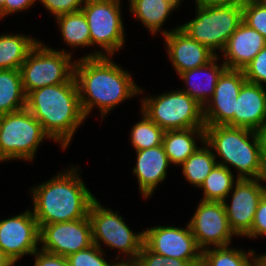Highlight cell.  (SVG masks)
Listing matches in <instances>:
<instances>
[{
    "instance_id": "cell-8",
    "label": "cell",
    "mask_w": 266,
    "mask_h": 266,
    "mask_svg": "<svg viewBox=\"0 0 266 266\" xmlns=\"http://www.w3.org/2000/svg\"><path fill=\"white\" fill-rule=\"evenodd\" d=\"M71 56L64 48L56 51L39 41L20 68L25 94L41 87L70 82L75 67Z\"/></svg>"
},
{
    "instance_id": "cell-18",
    "label": "cell",
    "mask_w": 266,
    "mask_h": 266,
    "mask_svg": "<svg viewBox=\"0 0 266 266\" xmlns=\"http://www.w3.org/2000/svg\"><path fill=\"white\" fill-rule=\"evenodd\" d=\"M265 46L266 39L242 21L222 51V63L227 69L243 70Z\"/></svg>"
},
{
    "instance_id": "cell-20",
    "label": "cell",
    "mask_w": 266,
    "mask_h": 266,
    "mask_svg": "<svg viewBox=\"0 0 266 266\" xmlns=\"http://www.w3.org/2000/svg\"><path fill=\"white\" fill-rule=\"evenodd\" d=\"M136 155L133 173L138 179L141 195L147 199L154 193L158 184L166 179V172L171 163L163 145L136 151Z\"/></svg>"
},
{
    "instance_id": "cell-36",
    "label": "cell",
    "mask_w": 266,
    "mask_h": 266,
    "mask_svg": "<svg viewBox=\"0 0 266 266\" xmlns=\"http://www.w3.org/2000/svg\"><path fill=\"white\" fill-rule=\"evenodd\" d=\"M266 236V193L259 201L255 212L251 230L245 235L247 238L255 239L258 236Z\"/></svg>"
},
{
    "instance_id": "cell-22",
    "label": "cell",
    "mask_w": 266,
    "mask_h": 266,
    "mask_svg": "<svg viewBox=\"0 0 266 266\" xmlns=\"http://www.w3.org/2000/svg\"><path fill=\"white\" fill-rule=\"evenodd\" d=\"M195 138L203 144L205 128L165 131L162 145L172 165H181L199 148Z\"/></svg>"
},
{
    "instance_id": "cell-35",
    "label": "cell",
    "mask_w": 266,
    "mask_h": 266,
    "mask_svg": "<svg viewBox=\"0 0 266 266\" xmlns=\"http://www.w3.org/2000/svg\"><path fill=\"white\" fill-rule=\"evenodd\" d=\"M55 16L81 11L87 0H37Z\"/></svg>"
},
{
    "instance_id": "cell-19",
    "label": "cell",
    "mask_w": 266,
    "mask_h": 266,
    "mask_svg": "<svg viewBox=\"0 0 266 266\" xmlns=\"http://www.w3.org/2000/svg\"><path fill=\"white\" fill-rule=\"evenodd\" d=\"M266 122V90L264 85L245 82L235 98L234 127L256 131Z\"/></svg>"
},
{
    "instance_id": "cell-17",
    "label": "cell",
    "mask_w": 266,
    "mask_h": 266,
    "mask_svg": "<svg viewBox=\"0 0 266 266\" xmlns=\"http://www.w3.org/2000/svg\"><path fill=\"white\" fill-rule=\"evenodd\" d=\"M161 33L166 42L169 60L178 75L204 66L217 56L208 47L191 39L180 29V26L170 31L161 30Z\"/></svg>"
},
{
    "instance_id": "cell-9",
    "label": "cell",
    "mask_w": 266,
    "mask_h": 266,
    "mask_svg": "<svg viewBox=\"0 0 266 266\" xmlns=\"http://www.w3.org/2000/svg\"><path fill=\"white\" fill-rule=\"evenodd\" d=\"M81 11L89 25L91 46L97 45L102 49L84 58L113 56L123 48L126 37L121 18V0H87Z\"/></svg>"
},
{
    "instance_id": "cell-32",
    "label": "cell",
    "mask_w": 266,
    "mask_h": 266,
    "mask_svg": "<svg viewBox=\"0 0 266 266\" xmlns=\"http://www.w3.org/2000/svg\"><path fill=\"white\" fill-rule=\"evenodd\" d=\"M103 248L93 244L89 248L70 254L67 258L70 266H115L114 263L108 262L103 254Z\"/></svg>"
},
{
    "instance_id": "cell-45",
    "label": "cell",
    "mask_w": 266,
    "mask_h": 266,
    "mask_svg": "<svg viewBox=\"0 0 266 266\" xmlns=\"http://www.w3.org/2000/svg\"><path fill=\"white\" fill-rule=\"evenodd\" d=\"M176 2H178L180 5L182 3V0H175Z\"/></svg>"
},
{
    "instance_id": "cell-28",
    "label": "cell",
    "mask_w": 266,
    "mask_h": 266,
    "mask_svg": "<svg viewBox=\"0 0 266 266\" xmlns=\"http://www.w3.org/2000/svg\"><path fill=\"white\" fill-rule=\"evenodd\" d=\"M55 20L67 45L73 48L91 46L89 25L82 11L63 14L57 16Z\"/></svg>"
},
{
    "instance_id": "cell-13",
    "label": "cell",
    "mask_w": 266,
    "mask_h": 266,
    "mask_svg": "<svg viewBox=\"0 0 266 266\" xmlns=\"http://www.w3.org/2000/svg\"><path fill=\"white\" fill-rule=\"evenodd\" d=\"M39 243L41 250L63 257L87 249L93 245L90 219L42 225Z\"/></svg>"
},
{
    "instance_id": "cell-10",
    "label": "cell",
    "mask_w": 266,
    "mask_h": 266,
    "mask_svg": "<svg viewBox=\"0 0 266 266\" xmlns=\"http://www.w3.org/2000/svg\"><path fill=\"white\" fill-rule=\"evenodd\" d=\"M88 217L92 226L93 244L101 248L103 242L107 247L117 249L128 260H136L144 245V232L134 233L123 221L122 216L106 208L95 199L89 208Z\"/></svg>"
},
{
    "instance_id": "cell-43",
    "label": "cell",
    "mask_w": 266,
    "mask_h": 266,
    "mask_svg": "<svg viewBox=\"0 0 266 266\" xmlns=\"http://www.w3.org/2000/svg\"><path fill=\"white\" fill-rule=\"evenodd\" d=\"M258 266H266V253L258 255Z\"/></svg>"
},
{
    "instance_id": "cell-44",
    "label": "cell",
    "mask_w": 266,
    "mask_h": 266,
    "mask_svg": "<svg viewBox=\"0 0 266 266\" xmlns=\"http://www.w3.org/2000/svg\"><path fill=\"white\" fill-rule=\"evenodd\" d=\"M6 0H0V8L5 4Z\"/></svg>"
},
{
    "instance_id": "cell-21",
    "label": "cell",
    "mask_w": 266,
    "mask_h": 266,
    "mask_svg": "<svg viewBox=\"0 0 266 266\" xmlns=\"http://www.w3.org/2000/svg\"><path fill=\"white\" fill-rule=\"evenodd\" d=\"M217 55L208 64L184 71L179 74L180 79L186 83V88L181 91L187 93L190 97L195 99L203 107L208 103L214 94L217 80L222 72L226 69L225 64L217 65ZM202 75V76H201ZM200 77H202L200 80ZM197 82V83H196ZM205 83V85H204Z\"/></svg>"
},
{
    "instance_id": "cell-7",
    "label": "cell",
    "mask_w": 266,
    "mask_h": 266,
    "mask_svg": "<svg viewBox=\"0 0 266 266\" xmlns=\"http://www.w3.org/2000/svg\"><path fill=\"white\" fill-rule=\"evenodd\" d=\"M46 138L41 123L26 108L0 115V162L32 161Z\"/></svg>"
},
{
    "instance_id": "cell-42",
    "label": "cell",
    "mask_w": 266,
    "mask_h": 266,
    "mask_svg": "<svg viewBox=\"0 0 266 266\" xmlns=\"http://www.w3.org/2000/svg\"><path fill=\"white\" fill-rule=\"evenodd\" d=\"M115 266H141L137 260H119L118 262L116 261Z\"/></svg>"
},
{
    "instance_id": "cell-30",
    "label": "cell",
    "mask_w": 266,
    "mask_h": 266,
    "mask_svg": "<svg viewBox=\"0 0 266 266\" xmlns=\"http://www.w3.org/2000/svg\"><path fill=\"white\" fill-rule=\"evenodd\" d=\"M142 120L131 129L130 141L135 151L162 145L165 131L155 124L143 111Z\"/></svg>"
},
{
    "instance_id": "cell-33",
    "label": "cell",
    "mask_w": 266,
    "mask_h": 266,
    "mask_svg": "<svg viewBox=\"0 0 266 266\" xmlns=\"http://www.w3.org/2000/svg\"><path fill=\"white\" fill-rule=\"evenodd\" d=\"M141 266H194L189 261L163 256L150 251L145 245L142 246L136 259Z\"/></svg>"
},
{
    "instance_id": "cell-34",
    "label": "cell",
    "mask_w": 266,
    "mask_h": 266,
    "mask_svg": "<svg viewBox=\"0 0 266 266\" xmlns=\"http://www.w3.org/2000/svg\"><path fill=\"white\" fill-rule=\"evenodd\" d=\"M242 71L247 82L258 85L266 84V46Z\"/></svg>"
},
{
    "instance_id": "cell-24",
    "label": "cell",
    "mask_w": 266,
    "mask_h": 266,
    "mask_svg": "<svg viewBox=\"0 0 266 266\" xmlns=\"http://www.w3.org/2000/svg\"><path fill=\"white\" fill-rule=\"evenodd\" d=\"M38 39L22 34L0 35V69L20 70Z\"/></svg>"
},
{
    "instance_id": "cell-25",
    "label": "cell",
    "mask_w": 266,
    "mask_h": 266,
    "mask_svg": "<svg viewBox=\"0 0 266 266\" xmlns=\"http://www.w3.org/2000/svg\"><path fill=\"white\" fill-rule=\"evenodd\" d=\"M26 108L20 70L0 69V115Z\"/></svg>"
},
{
    "instance_id": "cell-11",
    "label": "cell",
    "mask_w": 266,
    "mask_h": 266,
    "mask_svg": "<svg viewBox=\"0 0 266 266\" xmlns=\"http://www.w3.org/2000/svg\"><path fill=\"white\" fill-rule=\"evenodd\" d=\"M188 224L201 251L210 246H230L232 236H236L229 226L223 202L201 200Z\"/></svg>"
},
{
    "instance_id": "cell-2",
    "label": "cell",
    "mask_w": 266,
    "mask_h": 266,
    "mask_svg": "<svg viewBox=\"0 0 266 266\" xmlns=\"http://www.w3.org/2000/svg\"><path fill=\"white\" fill-rule=\"evenodd\" d=\"M26 109L44 132L66 149L75 131L87 119L75 78L70 82L35 89L26 95Z\"/></svg>"
},
{
    "instance_id": "cell-38",
    "label": "cell",
    "mask_w": 266,
    "mask_h": 266,
    "mask_svg": "<svg viewBox=\"0 0 266 266\" xmlns=\"http://www.w3.org/2000/svg\"><path fill=\"white\" fill-rule=\"evenodd\" d=\"M36 0H6L0 8V18L28 9Z\"/></svg>"
},
{
    "instance_id": "cell-3",
    "label": "cell",
    "mask_w": 266,
    "mask_h": 266,
    "mask_svg": "<svg viewBox=\"0 0 266 266\" xmlns=\"http://www.w3.org/2000/svg\"><path fill=\"white\" fill-rule=\"evenodd\" d=\"M70 168L30 188L33 195L32 212L39 228L46 224L79 220L88 216L91 203L96 197L80 179L77 165Z\"/></svg>"
},
{
    "instance_id": "cell-14",
    "label": "cell",
    "mask_w": 266,
    "mask_h": 266,
    "mask_svg": "<svg viewBox=\"0 0 266 266\" xmlns=\"http://www.w3.org/2000/svg\"><path fill=\"white\" fill-rule=\"evenodd\" d=\"M40 228L32 210L0 220V249L16 264L21 257L39 248Z\"/></svg>"
},
{
    "instance_id": "cell-4",
    "label": "cell",
    "mask_w": 266,
    "mask_h": 266,
    "mask_svg": "<svg viewBox=\"0 0 266 266\" xmlns=\"http://www.w3.org/2000/svg\"><path fill=\"white\" fill-rule=\"evenodd\" d=\"M205 143L215 158L222 159L218 165L238 170L236 179H266V166L254 130L228 125L205 126Z\"/></svg>"
},
{
    "instance_id": "cell-15",
    "label": "cell",
    "mask_w": 266,
    "mask_h": 266,
    "mask_svg": "<svg viewBox=\"0 0 266 266\" xmlns=\"http://www.w3.org/2000/svg\"><path fill=\"white\" fill-rule=\"evenodd\" d=\"M266 179H238L232 193L231 204L223 202L228 223L237 236H245L252 228L259 201L266 193Z\"/></svg>"
},
{
    "instance_id": "cell-39",
    "label": "cell",
    "mask_w": 266,
    "mask_h": 266,
    "mask_svg": "<svg viewBox=\"0 0 266 266\" xmlns=\"http://www.w3.org/2000/svg\"><path fill=\"white\" fill-rule=\"evenodd\" d=\"M258 141H259V146H260V153H261V158L266 166V122L259 127L256 131Z\"/></svg>"
},
{
    "instance_id": "cell-6",
    "label": "cell",
    "mask_w": 266,
    "mask_h": 266,
    "mask_svg": "<svg viewBox=\"0 0 266 266\" xmlns=\"http://www.w3.org/2000/svg\"><path fill=\"white\" fill-rule=\"evenodd\" d=\"M141 102V111L164 131L205 128L203 106L179 89Z\"/></svg>"
},
{
    "instance_id": "cell-29",
    "label": "cell",
    "mask_w": 266,
    "mask_h": 266,
    "mask_svg": "<svg viewBox=\"0 0 266 266\" xmlns=\"http://www.w3.org/2000/svg\"><path fill=\"white\" fill-rule=\"evenodd\" d=\"M236 181L238 179L234 180L231 169L217 164L199 187L204 192L201 200L224 202L233 191Z\"/></svg>"
},
{
    "instance_id": "cell-37",
    "label": "cell",
    "mask_w": 266,
    "mask_h": 266,
    "mask_svg": "<svg viewBox=\"0 0 266 266\" xmlns=\"http://www.w3.org/2000/svg\"><path fill=\"white\" fill-rule=\"evenodd\" d=\"M32 256L36 257L34 266H70L67 257L55 255L41 249H38Z\"/></svg>"
},
{
    "instance_id": "cell-5",
    "label": "cell",
    "mask_w": 266,
    "mask_h": 266,
    "mask_svg": "<svg viewBox=\"0 0 266 266\" xmlns=\"http://www.w3.org/2000/svg\"><path fill=\"white\" fill-rule=\"evenodd\" d=\"M195 15L194 19L180 25V29L219 55L216 51H223L229 37L243 20L242 2L214 7L196 6Z\"/></svg>"
},
{
    "instance_id": "cell-26",
    "label": "cell",
    "mask_w": 266,
    "mask_h": 266,
    "mask_svg": "<svg viewBox=\"0 0 266 266\" xmlns=\"http://www.w3.org/2000/svg\"><path fill=\"white\" fill-rule=\"evenodd\" d=\"M212 248L202 251L201 266H258L254 250L247 253L229 246Z\"/></svg>"
},
{
    "instance_id": "cell-16",
    "label": "cell",
    "mask_w": 266,
    "mask_h": 266,
    "mask_svg": "<svg viewBox=\"0 0 266 266\" xmlns=\"http://www.w3.org/2000/svg\"><path fill=\"white\" fill-rule=\"evenodd\" d=\"M246 82L242 70L225 69L217 80L212 98L203 107L205 126L234 127L235 98Z\"/></svg>"
},
{
    "instance_id": "cell-12",
    "label": "cell",
    "mask_w": 266,
    "mask_h": 266,
    "mask_svg": "<svg viewBox=\"0 0 266 266\" xmlns=\"http://www.w3.org/2000/svg\"><path fill=\"white\" fill-rule=\"evenodd\" d=\"M144 245L152 252L191 262L201 266L202 251L192 234L190 225L186 228L155 226L145 229Z\"/></svg>"
},
{
    "instance_id": "cell-23",
    "label": "cell",
    "mask_w": 266,
    "mask_h": 266,
    "mask_svg": "<svg viewBox=\"0 0 266 266\" xmlns=\"http://www.w3.org/2000/svg\"><path fill=\"white\" fill-rule=\"evenodd\" d=\"M179 6L175 0H129L130 12L152 35L160 32L171 11Z\"/></svg>"
},
{
    "instance_id": "cell-31",
    "label": "cell",
    "mask_w": 266,
    "mask_h": 266,
    "mask_svg": "<svg viewBox=\"0 0 266 266\" xmlns=\"http://www.w3.org/2000/svg\"><path fill=\"white\" fill-rule=\"evenodd\" d=\"M243 22L266 39V4L261 0H243Z\"/></svg>"
},
{
    "instance_id": "cell-1",
    "label": "cell",
    "mask_w": 266,
    "mask_h": 266,
    "mask_svg": "<svg viewBox=\"0 0 266 266\" xmlns=\"http://www.w3.org/2000/svg\"><path fill=\"white\" fill-rule=\"evenodd\" d=\"M113 61L112 56L97 58L82 56L75 61L74 78L86 118L93 107H98L101 118H104L124 100L143 93L133 81L132 74Z\"/></svg>"
},
{
    "instance_id": "cell-40",
    "label": "cell",
    "mask_w": 266,
    "mask_h": 266,
    "mask_svg": "<svg viewBox=\"0 0 266 266\" xmlns=\"http://www.w3.org/2000/svg\"><path fill=\"white\" fill-rule=\"evenodd\" d=\"M243 0H195L196 6L198 7H214L223 5H232L240 3Z\"/></svg>"
},
{
    "instance_id": "cell-27",
    "label": "cell",
    "mask_w": 266,
    "mask_h": 266,
    "mask_svg": "<svg viewBox=\"0 0 266 266\" xmlns=\"http://www.w3.org/2000/svg\"><path fill=\"white\" fill-rule=\"evenodd\" d=\"M202 146L180 165L186 180L198 188L218 164L211 148L205 142Z\"/></svg>"
},
{
    "instance_id": "cell-41",
    "label": "cell",
    "mask_w": 266,
    "mask_h": 266,
    "mask_svg": "<svg viewBox=\"0 0 266 266\" xmlns=\"http://www.w3.org/2000/svg\"><path fill=\"white\" fill-rule=\"evenodd\" d=\"M0 266H15L13 260L0 249Z\"/></svg>"
}]
</instances>
